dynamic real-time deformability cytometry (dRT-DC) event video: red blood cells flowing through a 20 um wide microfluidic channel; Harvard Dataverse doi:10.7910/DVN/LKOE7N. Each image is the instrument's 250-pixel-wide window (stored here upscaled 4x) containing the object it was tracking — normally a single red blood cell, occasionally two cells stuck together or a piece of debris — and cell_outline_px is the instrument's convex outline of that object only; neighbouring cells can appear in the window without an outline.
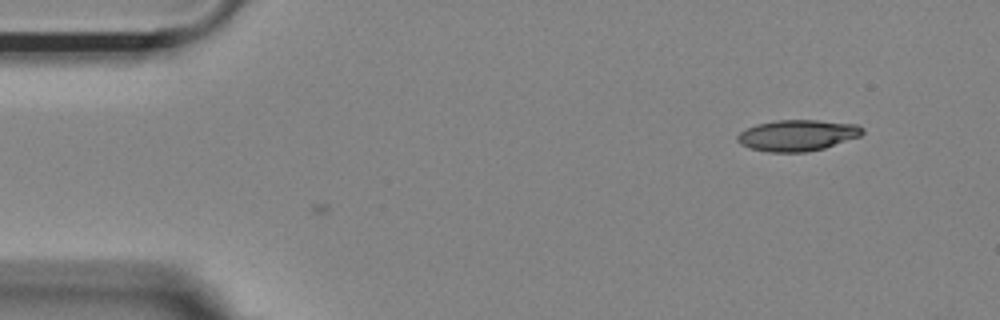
{"species": "Egyptian fruit bat (a non-hibernating species)", "species_latin": "Rousettus aegyptiacus", "temperature_condition": "room temperature", "stored_images_in_passage": 3, "camera_frame_rate_fps": 3000, "um_per_image_px": 0.085, "animal": {"sex": "female"}, "frame": {"image": 1, "passage_image": 3, "time_ms": 0.667, "image_size_px": [1000, 320], "cell_outline_px": [[864, 132], [860, 136], [824, 148], [808, 152], [768, 152], [752, 148], [740, 144], [736, 140], [736, 136], [740, 132], [756, 124], [776, 120], [816, 120], [856, 124], [864, 128]], "centroid_in_image_um": [67.78, 11.5], "position_along_channel_um": 17.2, "area_um2": 22.66}}